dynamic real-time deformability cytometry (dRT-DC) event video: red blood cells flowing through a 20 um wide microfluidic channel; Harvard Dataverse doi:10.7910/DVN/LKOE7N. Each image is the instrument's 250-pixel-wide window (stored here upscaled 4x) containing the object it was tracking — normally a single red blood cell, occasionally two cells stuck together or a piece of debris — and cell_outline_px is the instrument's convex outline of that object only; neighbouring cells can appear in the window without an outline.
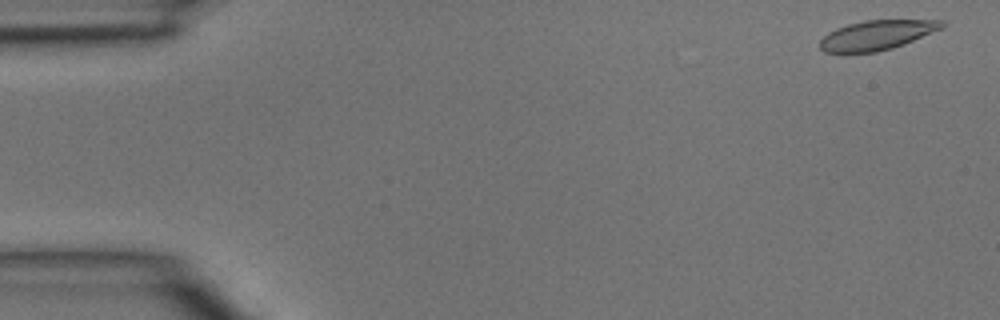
{"species": "common noctule bat (a hibernating species)", "species_latin": "Nyctalus noctula", "temperature_condition": "room temperature", "stored_images_in_passage": 46, "camera_frame_rate_fps": 3000, "um_per_image_px": 0.085, "animal": {"sex": "male", "body_mass_g": 15.6}, "frame": {"image": 1, "passage_image": 2, "time_ms": 0.333, "image_size_px": [1000, 320], "cell_outline_px": [[944, 28], [892, 48], [876, 52], [824, 52], [820, 48], [820, 40], [828, 32], [836, 28], [848, 24], [864, 20], [944, 20]], "centroid_in_image_um": [74.53, 2.97], "position_along_channel_um": 10.5, "area_um2": 20.87}}
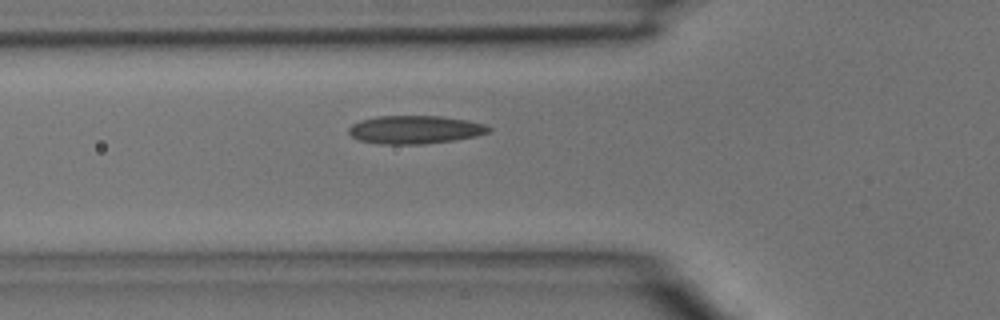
{"frame": {"image": 2, "passage_image": 16, "time_ms": 5.0, "image_size_px": [1000, 320], "cell_outline_px": [[492, 128], [488, 132], [476, 136], [452, 140], [424, 144], [376, 144], [356, 140], [348, 132], [348, 128], [352, 124], [360, 120], [376, 116], [440, 116], [464, 120], [484, 124]], "centroid_in_image_um": [35.2, 11.02], "position_along_channel_um": 90.6, "area_um2": 23.0}}
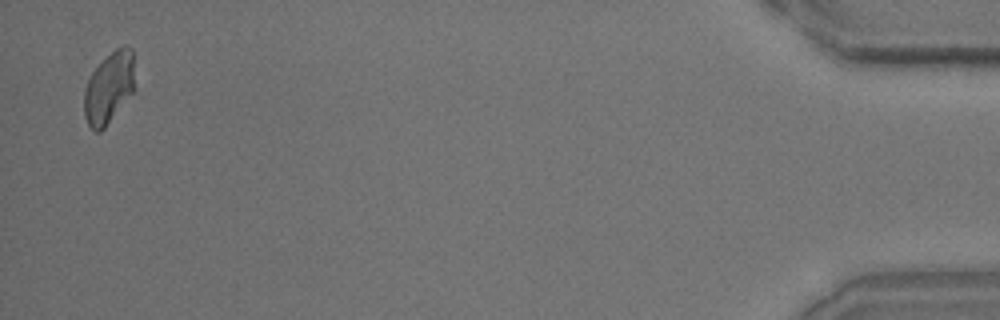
{"frame": {"image": 3, "passage_image": 45, "time_ms": 14.667, "image_size_px": [1000, 320], "cell_outline_px": [[132, 92], [104, 128], [100, 132], [96, 132], [88, 124], [84, 116], [84, 88], [92, 72], [116, 48], [124, 44], [128, 44], [132, 48]], "centroid_in_image_um": [9.22, 7.46], "position_along_channel_um": 426.0, "area_um2": 20.4}}